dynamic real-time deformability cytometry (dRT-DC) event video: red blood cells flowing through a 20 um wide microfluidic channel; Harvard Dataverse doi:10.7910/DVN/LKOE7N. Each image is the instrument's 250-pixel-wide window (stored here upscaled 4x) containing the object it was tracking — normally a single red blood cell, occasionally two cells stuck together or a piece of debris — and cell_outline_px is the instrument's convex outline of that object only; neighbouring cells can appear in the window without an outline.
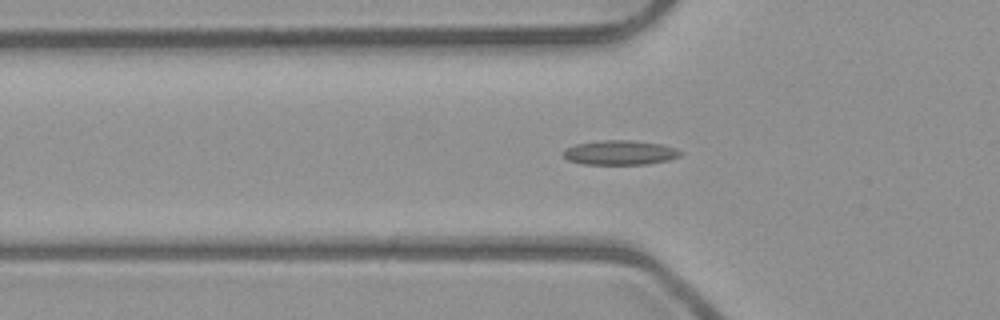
{"species": "common noctule bat (a hibernating species)", "species_latin": "Nyctalus noctula", "temperature_condition": "room temperature", "stored_images_in_passage": 37, "camera_frame_rate_fps": 3000, "um_per_image_px": 0.085, "animal": {"sex": "male", "body_mass_g": 23.1, "forearm_length_mm": 52.7}, "frame": {"image": 1, "passage_image": 2, "time_ms": 0.333, "image_size_px": [1000, 320], "cell_outline_px": [[684, 152], [680, 156], [668, 160], [648, 164], [580, 164], [568, 160], [564, 156], [564, 148], [576, 144], [600, 140], [632, 140], [660, 144], [676, 148]], "centroid_in_image_um": [52.7, 12.97], "position_along_channel_um": 73.1, "area_um2": 16.82}}
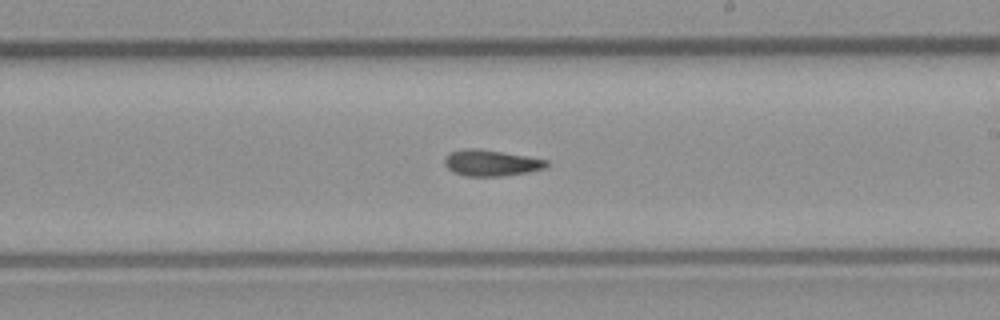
{"frame": {"image": 2, "passage_image": 15, "time_ms": 4.667, "image_size_px": [1000, 320], "cell_outline_px": [[548, 168], [528, 172], [504, 176], [464, 176], [452, 172], [444, 164], [444, 160], [448, 152], [464, 148], [480, 148], [548, 160]], "centroid_in_image_um": [41.72, 13.85], "position_along_channel_um": 247.3, "area_um2": 15.78}}
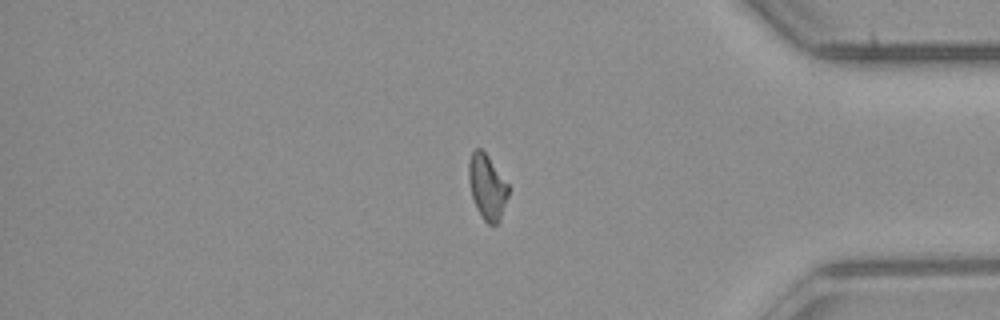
{"frame": {"image": 3, "passage_image": 28, "time_ms": 9.0, "image_size_px": [1000, 320], "cell_outline_px": [[508, 196], [500, 220], [496, 224], [488, 224], [480, 216], [476, 208], [472, 196], [468, 180], [468, 160], [472, 152], [476, 148], [480, 148], [488, 156], [508, 184]], "centroid_in_image_um": [41.39, 15.89], "position_along_channel_um": 393.8, "area_um2": 15.03}, "authors_computed_cell_mechanics": {"area_um2": 15.1436, "velocity_mm_per_s": 3.9899, "shape_relaxation_time_tau1_ms": null, "shape_relaxation_time_tau2_ms": 3.5593, "deformation_change_tau1": null, "deformation_change_tau2": 0.0881}}